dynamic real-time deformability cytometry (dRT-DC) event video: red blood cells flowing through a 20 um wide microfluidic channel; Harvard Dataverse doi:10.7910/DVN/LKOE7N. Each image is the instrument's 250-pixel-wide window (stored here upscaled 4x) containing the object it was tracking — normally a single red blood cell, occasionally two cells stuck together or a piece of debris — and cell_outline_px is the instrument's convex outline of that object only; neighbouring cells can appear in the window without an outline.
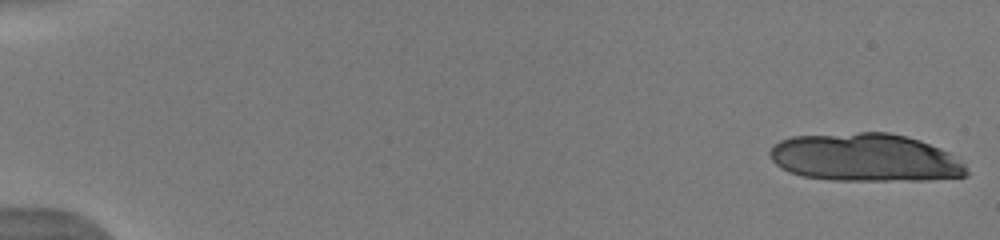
{"species": "human", "species_latin": "Homo sapiens", "temperature_condition": "warm", "stored_images_in_passage": 17, "camera_frame_rate_fps": 3000, "um_per_image_px": 0.085, "donor": {"sex": "male"}, "frame": {"image": 1, "passage_image": 1, "time_ms": 0.0, "image_size_px": [1000, 240], "cell_outline_px": [[968, 176], [928, 180], [828, 180], [804, 176], [788, 172], [780, 168], [768, 156], [768, 152], [780, 140], [792, 136], [860, 132], [888, 132], [920, 140], [940, 148], [948, 152], [964, 164], [968, 172]], "centroid_in_image_um": [73.52, 13.4], "position_along_channel_um": 11.5, "area_um2": 55.14}}